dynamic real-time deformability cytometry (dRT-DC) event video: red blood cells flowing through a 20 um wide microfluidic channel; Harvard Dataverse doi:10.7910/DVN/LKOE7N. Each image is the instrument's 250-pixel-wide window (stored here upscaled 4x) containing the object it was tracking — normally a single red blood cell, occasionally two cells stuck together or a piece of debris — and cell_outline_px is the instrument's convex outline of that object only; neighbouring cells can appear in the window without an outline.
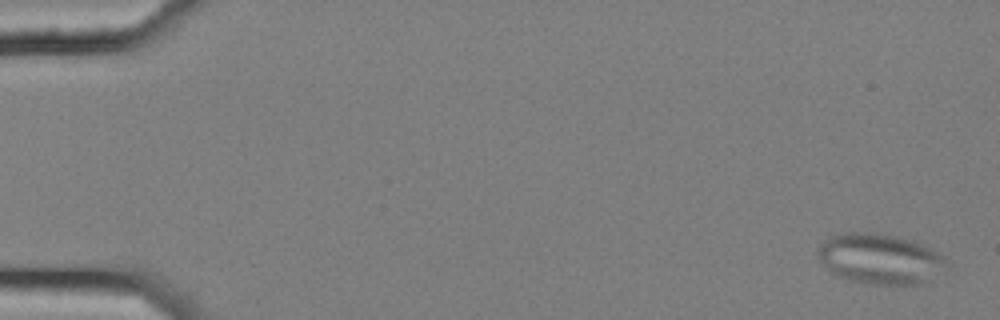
{"species": "common noctule bat (a hibernating species)", "species_latin": "Nyctalus noctula", "temperature_condition": "cold", "stored_images_in_passage": 8, "camera_frame_rate_fps": 3000, "um_per_image_px": 0.085, "animal": {"sex": "female", "body_mass_g": 25.1}, "frame": {"image": 1, "passage_image": 1, "time_ms": 0.0, "image_size_px": [1000, 320], "cell_outline_px": [[948, 264], [924, 284], [872, 284], [852, 280], [840, 276], [832, 272], [820, 260], [816, 252], [816, 248], [824, 240], [840, 232], [856, 232], [892, 236], [908, 240], [928, 248], [944, 256]], "centroid_in_image_um": [74.75, 22.01], "position_along_channel_um": 10.2, "area_um2": 36.88}}